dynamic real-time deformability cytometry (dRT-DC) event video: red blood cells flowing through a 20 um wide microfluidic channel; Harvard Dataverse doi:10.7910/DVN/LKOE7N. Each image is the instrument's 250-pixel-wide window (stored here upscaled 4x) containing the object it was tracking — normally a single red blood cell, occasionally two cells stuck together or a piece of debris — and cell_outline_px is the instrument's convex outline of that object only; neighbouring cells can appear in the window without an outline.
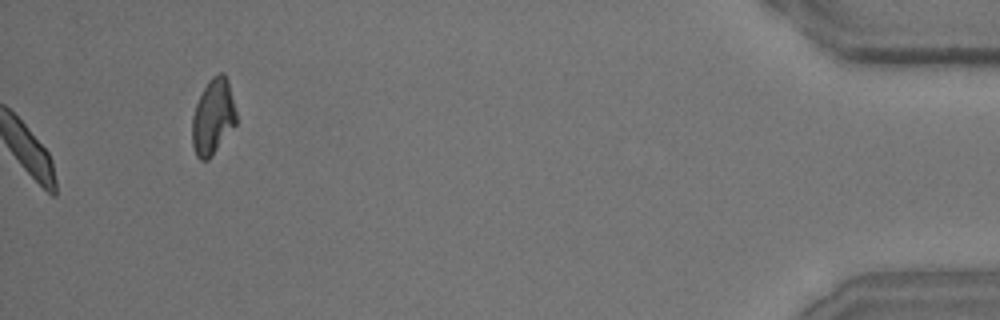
{"species": "common noctule bat (a hibernating species)", "species_latin": "Nyctalus noctula", "temperature_condition": "room temperature", "stored_images_in_passage": 41, "camera_frame_rate_fps": 3000, "um_per_image_px": 0.085, "animal": {"sex": "male", "body_mass_g": 15.6}, "frame": {"image": 1, "passage_image": 41, "time_ms": 13.333, "image_size_px": [1000, 320], "cell_outline_px": [[236, 124], [208, 160], [200, 160], [196, 156], [192, 144], [192, 116], [196, 104], [208, 80], [212, 76], [220, 72], [224, 72], [228, 80], [236, 112]], "centroid_in_image_um": [18.1, 9.92], "position_along_channel_um": 417.1, "area_um2": 19.36}, "authors_computed_cell_mechanics": {"area_um2": 18.496, "velocity_mm_per_s": 3.6196, "shape_relaxation_time_tau1_ms": 5.3274, "shape_relaxation_time_tau2_ms": 1.5407, "deformation_change_tau1": 0.1416, "deformation_change_tau2": 0.077}}